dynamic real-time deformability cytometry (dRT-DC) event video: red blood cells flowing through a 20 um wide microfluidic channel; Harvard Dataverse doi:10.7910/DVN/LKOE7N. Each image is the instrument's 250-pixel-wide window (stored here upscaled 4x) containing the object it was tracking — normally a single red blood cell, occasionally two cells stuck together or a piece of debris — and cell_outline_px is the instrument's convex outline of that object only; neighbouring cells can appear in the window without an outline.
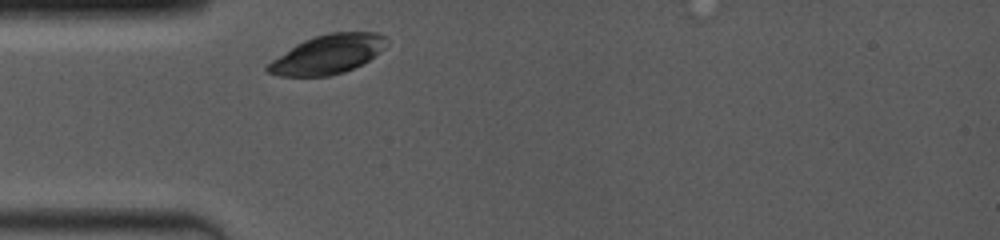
{"species": "common noctule bat (a hibernating species)", "species_latin": "Nyctalus noctula", "temperature_condition": "room temperature", "stored_images_in_passage": 1, "camera_frame_rate_fps": 4000, "um_per_image_px": 0.085, "animal": {"sex": "female", "body_mass_g": 19.0, "forearm_length_mm": 53.3}, "frame": {"image": 1, "passage_image": 1, "time_ms": 0.0, "image_size_px": [1000, 240], "cell_outline_px": [[388, 44], [380, 52], [368, 60], [344, 72], [328, 76], [280, 76], [264, 72], [264, 68], [272, 60], [296, 44], [304, 40], [316, 36], [332, 32], [376, 32], [388, 36]], "centroid_in_image_um": [27.87, 4.61], "position_along_channel_um": 57.1, "area_um2": 27.05}}